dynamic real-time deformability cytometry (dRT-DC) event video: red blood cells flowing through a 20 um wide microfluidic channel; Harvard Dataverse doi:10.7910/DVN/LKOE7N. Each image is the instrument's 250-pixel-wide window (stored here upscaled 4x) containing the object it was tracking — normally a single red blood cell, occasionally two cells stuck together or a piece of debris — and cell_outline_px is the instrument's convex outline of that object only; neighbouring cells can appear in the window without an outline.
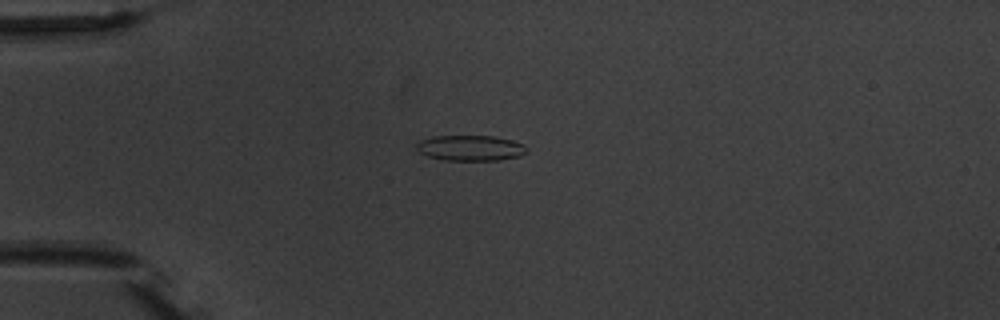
{"species": "common noctule bat (a hibernating species)", "species_latin": "Nyctalus noctula", "temperature_condition": "warm", "stored_images_in_passage": 2, "camera_frame_rate_fps": 3000, "um_per_image_px": 0.085, "animal": {"sex": "male", "body_mass_g": 20.1, "forearm_length_mm": 53.5}, "frame": {"image": 1, "passage_image": 1, "time_ms": 0.0, "image_size_px": [1000, 320], "cell_outline_px": [[528, 152], [520, 156], [500, 160], [444, 160], [428, 156], [420, 152], [416, 148], [416, 144], [420, 140], [432, 136], [492, 136], [512, 140], [524, 144], [528, 148]], "centroid_in_image_um": [40.01, 12.58], "position_along_channel_um": 45.0, "area_um2": 16.47}}